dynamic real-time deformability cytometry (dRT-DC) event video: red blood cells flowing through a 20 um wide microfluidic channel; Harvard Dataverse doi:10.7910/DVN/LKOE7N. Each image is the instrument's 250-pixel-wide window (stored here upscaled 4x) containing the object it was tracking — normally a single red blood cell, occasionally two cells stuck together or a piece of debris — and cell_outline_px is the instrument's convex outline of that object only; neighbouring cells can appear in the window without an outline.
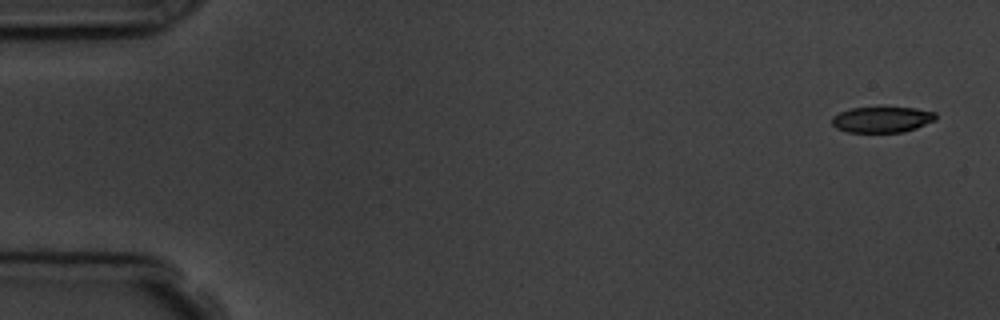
{"species": "common noctule bat (a hibernating species)", "species_latin": "Nyctalus noctula", "temperature_condition": "room temperature", "stored_images_in_passage": 4, "camera_frame_rate_fps": 3000, "um_per_image_px": 0.085, "animal": {"sex": "male", "body_mass_g": 19.5, "forearm_length_mm": 54.6}, "frame": {"image": 1, "passage_image": 1, "time_ms": 0.0, "image_size_px": [1000, 320], "cell_outline_px": [[936, 120], [916, 128], [904, 132], [848, 132], [836, 128], [832, 124], [832, 116], [840, 112], [852, 108], [916, 108], [936, 112]], "centroid_in_image_um": [74.98, 10.17], "position_along_channel_um": 10.0, "area_um2": 15.55}}
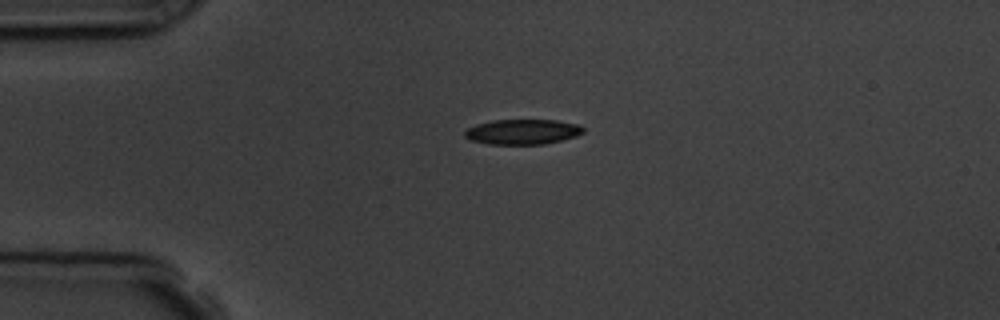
{"frame": {"image": 2, "passage_image": 4, "time_ms": 3.667, "image_size_px": [1000, 320], "cell_outline_px": [[584, 132], [576, 136], [544, 144], [488, 144], [468, 140], [464, 136], [464, 132], [468, 128], [476, 124], [492, 120], [556, 120], [580, 124], [584, 128]], "centroid_in_image_um": [44.4, 11.2], "position_along_channel_um": 40.6, "area_um2": 17.46}}